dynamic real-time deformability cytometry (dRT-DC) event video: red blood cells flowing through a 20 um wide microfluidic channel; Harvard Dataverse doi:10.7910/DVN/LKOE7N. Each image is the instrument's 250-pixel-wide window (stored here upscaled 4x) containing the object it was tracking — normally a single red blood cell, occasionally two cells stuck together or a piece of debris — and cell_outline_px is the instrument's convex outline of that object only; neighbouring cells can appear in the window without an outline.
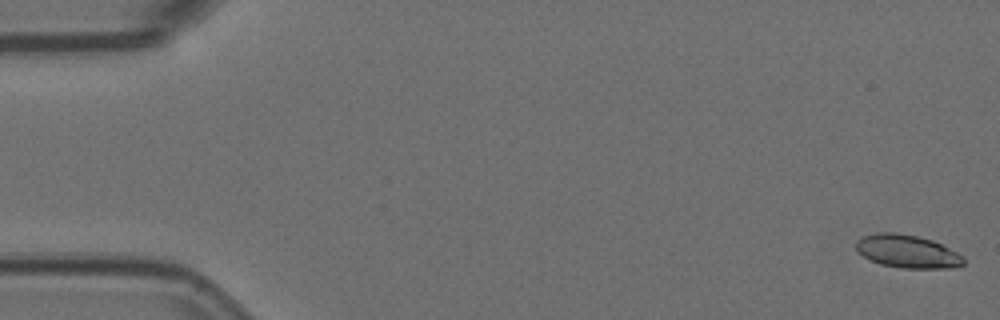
{"species": "Egyptian fruit bat (a non-hibernating species)", "species_latin": "Rousettus aegyptiacus", "temperature_condition": "room temperature", "stored_images_in_passage": 57, "camera_frame_rate_fps": 3000, "um_per_image_px": 0.085, "animal": {"sex": "female"}, "frame": {"image": 1, "passage_image": 1, "time_ms": 0.0, "image_size_px": [1000, 320], "cell_outline_px": [[964, 264], [956, 268], [904, 268], [880, 264], [864, 256], [856, 248], [856, 240], [864, 236], [876, 232], [896, 232], [916, 236], [932, 240], [964, 256]], "centroid_in_image_um": [77.14, 21.37], "position_along_channel_um": 7.9, "area_um2": 20.58}}
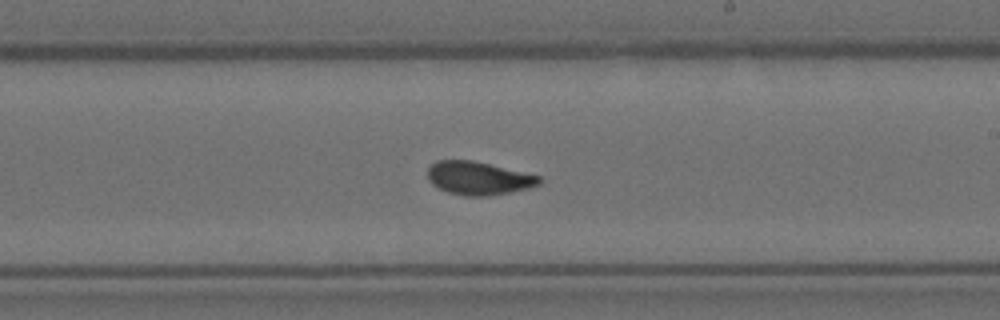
{"frame": {"image": 2, "passage_image": 33, "time_ms": 10.667, "image_size_px": [1000, 320], "cell_outline_px": [[544, 180], [540, 184], [528, 188], [488, 196], [464, 196], [448, 192], [432, 184], [428, 180], [428, 168], [436, 160], [472, 160], [540, 176]], "centroid_in_image_um": [40.66, 15.14], "position_along_channel_um": 248.3, "area_um2": 21.5}}
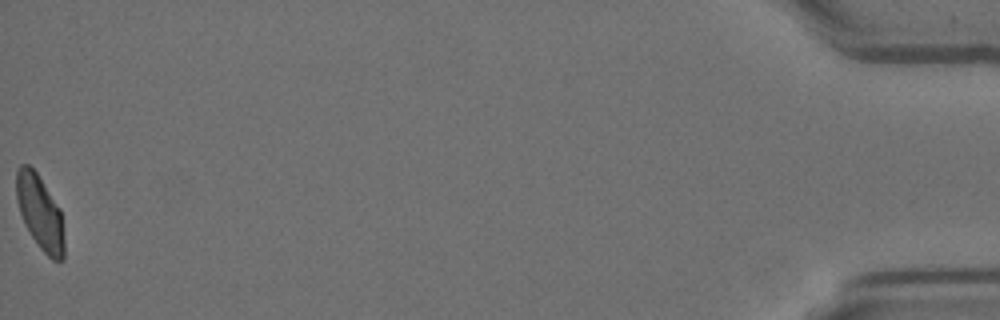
{"frame": {"image": 3, "passage_image": 57, "time_ms": 18.667, "image_size_px": [1000, 320], "cell_outline_px": [[64, 260], [52, 260], [40, 248], [24, 224], [16, 200], [16, 168], [20, 164], [28, 164], [36, 172], [60, 208], [64, 240]], "centroid_in_image_um": [3.38, 18.05], "position_along_channel_um": 431.8, "area_um2": 20.69}, "authors_computed_cell_mechanics": {"area_um2": 21.4438, "velocity_mm_per_s": 3.5757, "shape_relaxation_time_tau1_ms": 10.3109, "shape_relaxation_time_tau2_ms": 1.1548, "deformation_change_tau1": 0.217, "deformation_change_tau2": 0.0497}}